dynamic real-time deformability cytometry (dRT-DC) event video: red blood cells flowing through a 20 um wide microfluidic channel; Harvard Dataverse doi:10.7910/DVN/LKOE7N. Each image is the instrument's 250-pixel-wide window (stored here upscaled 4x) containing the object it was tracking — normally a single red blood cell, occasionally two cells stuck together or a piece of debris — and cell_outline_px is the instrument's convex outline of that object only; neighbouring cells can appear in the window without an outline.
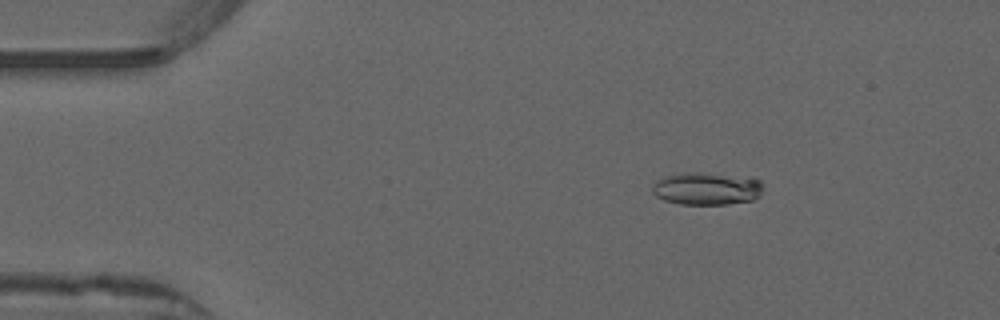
{"species": "common noctule bat (a hibernating species)", "species_latin": "Nyctalus noctula", "temperature_condition": "warm", "stored_images_in_passage": 13, "camera_frame_rate_fps": 3000, "um_per_image_px": 0.085, "animal": {"sex": "male", "forearm_length_mm": 52.5}, "frame": {"image": 1, "passage_image": 9, "time_ms": 2.667, "image_size_px": [1000, 320], "cell_outline_px": [[760, 192], [752, 200], [728, 204], [680, 204], [664, 200], [656, 196], [652, 192], [652, 184], [656, 180], [664, 176], [684, 172], [700, 172], [760, 180]], "centroid_in_image_um": [59.95, 16.04], "position_along_channel_um": 25.0, "area_um2": 20.63}}